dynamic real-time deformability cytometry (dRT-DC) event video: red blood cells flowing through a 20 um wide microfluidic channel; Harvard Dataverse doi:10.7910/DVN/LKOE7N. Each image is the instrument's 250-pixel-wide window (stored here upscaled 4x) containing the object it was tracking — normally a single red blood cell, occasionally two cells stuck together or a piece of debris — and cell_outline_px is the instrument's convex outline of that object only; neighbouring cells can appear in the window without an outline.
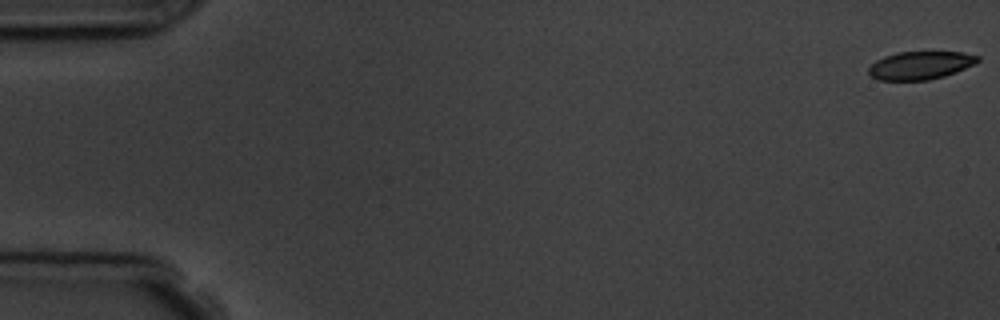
{"species": "common noctule bat (a hibernating species)", "species_latin": "Nyctalus noctula", "temperature_condition": "room temperature", "stored_images_in_passage": 5, "camera_frame_rate_fps": 3000, "um_per_image_px": 0.085, "animal": {"sex": "male", "body_mass_g": 19.5, "forearm_length_mm": 54.6}, "frame": {"image": 1, "passage_image": 1, "time_ms": 0.0, "image_size_px": [1000, 320], "cell_outline_px": [[980, 60], [956, 72], [944, 76], [928, 80], [880, 80], [872, 76], [868, 72], [868, 68], [876, 60], [884, 56], [896, 52], [964, 52], [980, 56]], "centroid_in_image_um": [78.22, 5.54], "position_along_channel_um": 6.8, "area_um2": 17.74}}
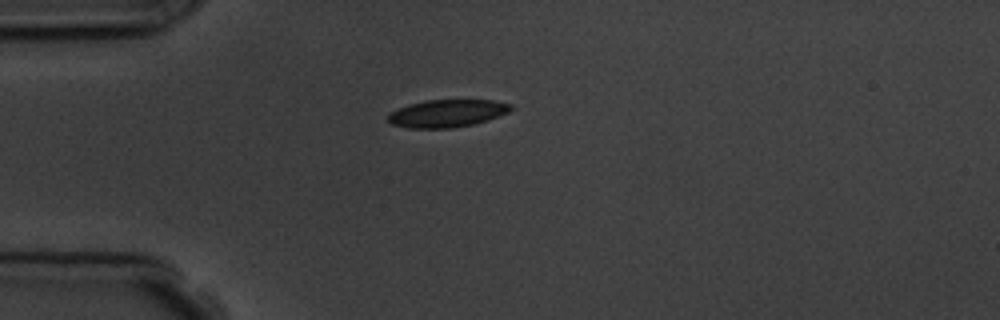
{"frame": {"image": 2, "passage_image": 5, "time_ms": 4.667, "image_size_px": [1000, 320], "cell_outline_px": [[512, 108], [508, 112], [488, 120], [472, 124], [452, 128], [408, 128], [392, 124], [388, 120], [388, 116], [392, 112], [408, 104], [424, 100], [492, 100], [512, 104]], "centroid_in_image_um": [38.01, 9.63], "position_along_channel_um": 47.0, "area_um2": 19.59}}